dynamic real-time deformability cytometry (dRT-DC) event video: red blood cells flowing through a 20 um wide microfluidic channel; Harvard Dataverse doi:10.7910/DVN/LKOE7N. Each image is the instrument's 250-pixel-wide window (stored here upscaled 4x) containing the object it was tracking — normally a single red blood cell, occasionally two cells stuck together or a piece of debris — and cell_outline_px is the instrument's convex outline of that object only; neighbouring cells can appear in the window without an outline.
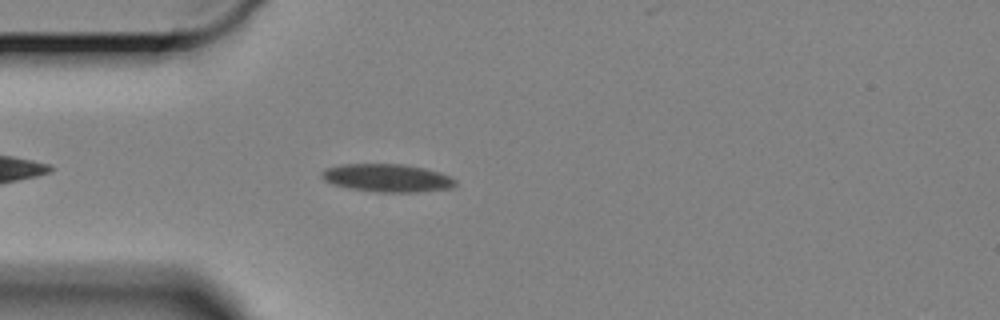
{"species": "Egyptian fruit bat (a non-hibernating species)", "species_latin": "Rousettus aegyptiacus", "temperature_condition": "cold", "stored_images_in_passage": 45, "camera_frame_rate_fps": 3000, "um_per_image_px": 0.085, "animal": {"sex": "female"}, "frame": {"image": 1, "passage_image": 6, "time_ms": 1.667, "image_size_px": [1000, 320], "cell_outline_px": [[456, 184], [452, 188], [416, 192], [376, 192], [348, 188], [332, 184], [324, 180], [320, 176], [320, 172], [328, 168], [344, 164], [400, 164], [424, 168], [440, 172], [452, 176], [456, 180]], "centroid_in_image_um": [32.93, 15.13], "position_along_channel_um": 52.1, "area_um2": 21.85}}
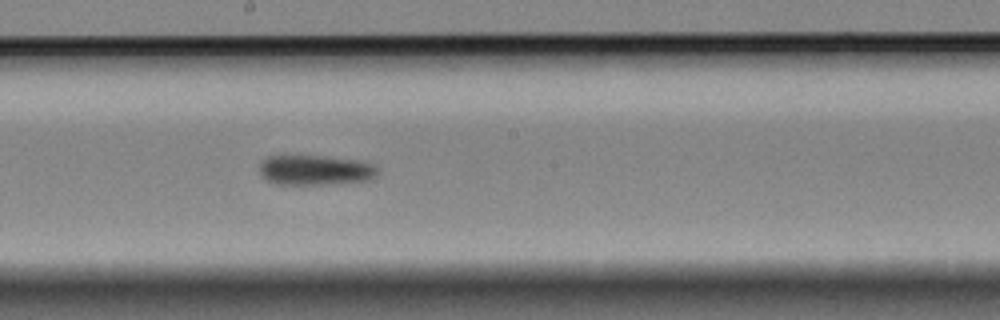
{"frame": {"image": 2, "passage_image": 22, "time_ms": 7.0, "image_size_px": [1000, 320], "cell_outline_px": [[380, 172], [372, 180], [324, 184], [276, 184], [264, 180], [260, 172], [260, 164], [268, 156], [324, 156], [356, 160], [372, 164]], "centroid_in_image_um": [26.8, 14.47], "position_along_channel_um": 221.4, "area_um2": 20.63}}
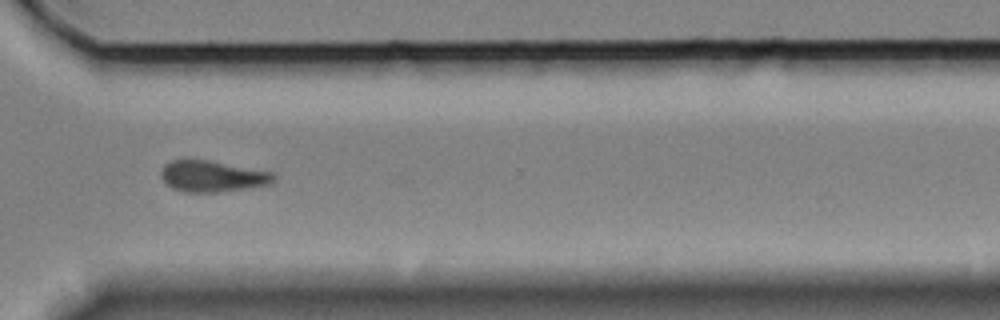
{"frame": {"image": 3, "passage_image": 34, "time_ms": 11.0, "image_size_px": [1000, 320], "cell_outline_px": [[276, 180], [272, 184], [248, 188], [216, 192], [184, 192], [172, 188], [160, 176], [160, 172], [164, 164], [172, 160], [208, 160], [272, 172], [276, 176]], "centroid_in_image_um": [18.07, 14.99], "position_along_channel_um": 352.5, "area_um2": 20.46}, "authors_computed_cell_mechanics": {"area_um2": 21.0392, "velocity_mm_per_s": 3.276, "shape_relaxation_time_tau1_ms": 6.0606, "shape_relaxation_time_tau2_ms": null, "deformation_change_tau1": 0.1252, "deformation_change_tau2": null}}